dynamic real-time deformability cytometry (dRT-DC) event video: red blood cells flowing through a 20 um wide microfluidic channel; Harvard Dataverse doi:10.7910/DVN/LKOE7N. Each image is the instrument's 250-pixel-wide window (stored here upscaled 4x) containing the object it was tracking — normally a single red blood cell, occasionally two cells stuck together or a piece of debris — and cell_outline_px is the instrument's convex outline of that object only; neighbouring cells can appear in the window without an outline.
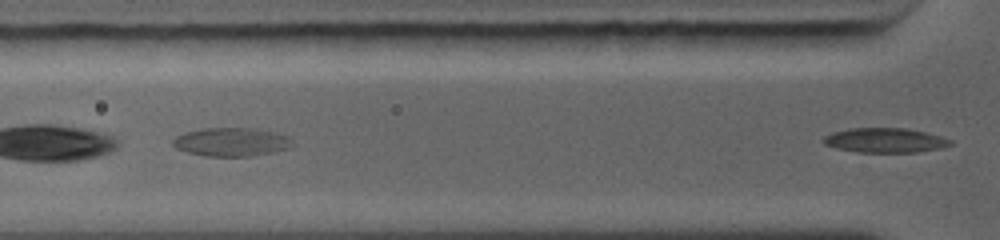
{"species": "common noctule bat (a hibernating species)", "species_latin": "Nyctalus noctula", "temperature_condition": "warm", "stored_images_in_passage": 3, "camera_frame_rate_fps": 5000, "um_per_image_px": 0.085, "animal": {"sex": "female", "body_mass_g": 19.0, "forearm_length_mm": 56.7}, "frame": {"image": 1, "passage_image": 3, "time_ms": 1.0, "image_size_px": [1000, 240], "cell_outline_px": [[952, 144], [940, 148], [916, 152], [856, 152], [836, 148], [824, 144], [820, 140], [824, 136], [832, 132], [848, 128], [904, 128], [928, 132], [952, 140]], "centroid_in_image_um": [75.19, 11.92], "position_along_channel_um": 50.6, "area_um2": 18.32}}